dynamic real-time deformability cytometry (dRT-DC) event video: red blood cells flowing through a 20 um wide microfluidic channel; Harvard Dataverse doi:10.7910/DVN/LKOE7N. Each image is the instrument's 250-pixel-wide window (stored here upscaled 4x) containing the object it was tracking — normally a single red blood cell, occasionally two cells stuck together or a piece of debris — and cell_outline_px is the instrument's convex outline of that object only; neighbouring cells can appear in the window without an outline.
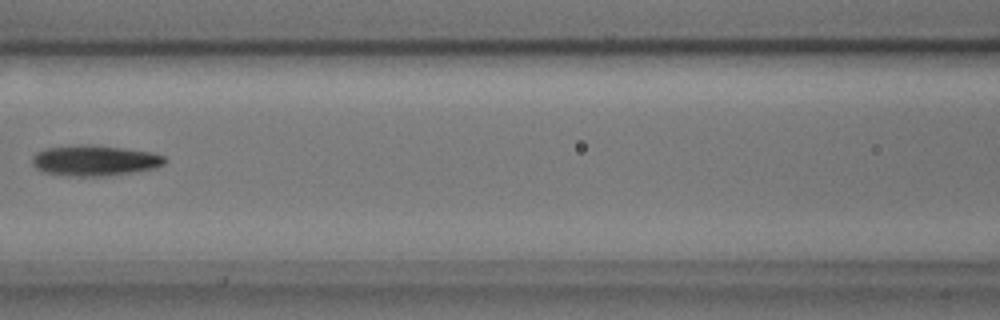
{"species": "common noctule bat (a hibernating species)", "species_latin": "Nyctalus noctula", "temperature_condition": "cold", "stored_images_in_passage": 6, "camera_frame_rate_fps": 3000, "um_per_image_px": 0.085, "animal": {"sex": "male", "body_mass_g": 17.9, "forearm_length_mm": 54.2}, "frame": {"image": 1, "passage_image": 6, "time_ms": 1.667, "image_size_px": [1000, 320], "cell_outline_px": [[168, 160], [164, 164], [152, 168], [132, 172], [104, 176], [72, 176], [44, 172], [36, 168], [32, 164], [32, 156], [36, 152], [44, 148], [84, 144], [88, 144], [124, 148], [152, 152], [164, 156]], "centroid_in_image_um": [8.03, 13.63], "position_along_channel_um": 158.6, "area_um2": 23.64}}